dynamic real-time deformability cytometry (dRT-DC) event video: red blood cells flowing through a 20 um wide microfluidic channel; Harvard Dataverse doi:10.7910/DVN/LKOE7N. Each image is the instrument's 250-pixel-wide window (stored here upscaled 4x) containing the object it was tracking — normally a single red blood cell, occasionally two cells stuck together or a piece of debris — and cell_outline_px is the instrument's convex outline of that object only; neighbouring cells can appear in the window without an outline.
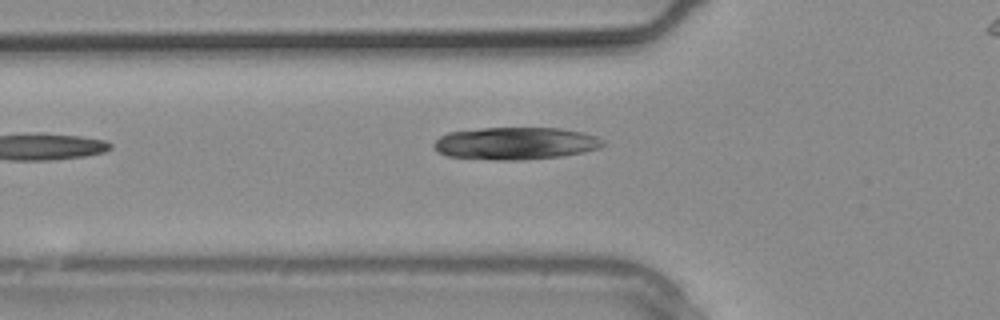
{"species": "common noctule bat (a hibernating species)", "species_latin": "Nyctalus noctula", "temperature_condition": "warm", "stored_images_in_passage": 10, "camera_frame_rate_fps": 3000, "um_per_image_px": 0.085, "animal": {"sex": "male", "body_mass_g": 20.4}, "frame": {"image": 1, "passage_image": 10, "time_ms": 3.0, "image_size_px": [1000, 320], "cell_outline_px": [[608, 144], [600, 148], [584, 152], [560, 156], [520, 160], [492, 160], [448, 156], [432, 148], [432, 144], [440, 136], [448, 132], [480, 128], [560, 128], [584, 132], [596, 136], [604, 140]], "centroid_in_image_um": [43.84, 12.18], "position_along_channel_um": 82.0, "area_um2": 32.19}}